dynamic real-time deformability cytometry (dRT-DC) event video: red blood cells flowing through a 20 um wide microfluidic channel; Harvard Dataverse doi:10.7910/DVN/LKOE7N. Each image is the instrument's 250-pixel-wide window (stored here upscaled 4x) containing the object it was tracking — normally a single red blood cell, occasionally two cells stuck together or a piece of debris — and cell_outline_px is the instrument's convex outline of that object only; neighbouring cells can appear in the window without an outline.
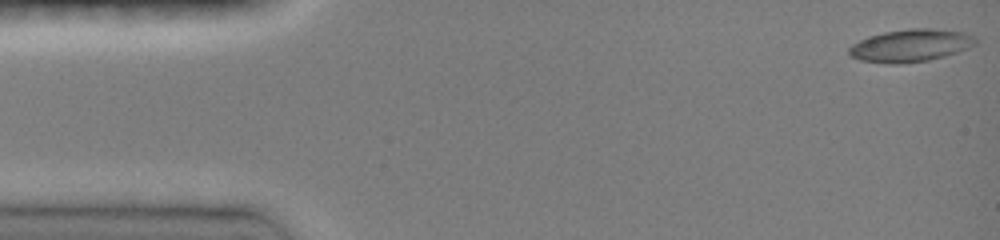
{"species": "common noctule bat (a hibernating species)", "species_latin": "Nyctalus noctula", "temperature_condition": "room temperature", "stored_images_in_passage": 24, "camera_frame_rate_fps": 3000, "um_per_image_px": 0.085, "animal": {"sex": "female", "body_mass_g": 19.0, "forearm_length_mm": 51.5}, "frame": {"image": 1, "passage_image": 1, "time_ms": 0.0, "image_size_px": [1000, 240], "cell_outline_px": [[976, 44], [968, 48], [944, 56], [928, 60], [896, 64], [888, 64], [860, 60], [852, 56], [848, 52], [848, 48], [852, 44], [868, 36], [884, 32], [908, 28], [932, 28], [964, 32], [976, 36]], "centroid_in_image_um": [77.4, 3.86], "position_along_channel_um": 7.6, "area_um2": 24.04}}
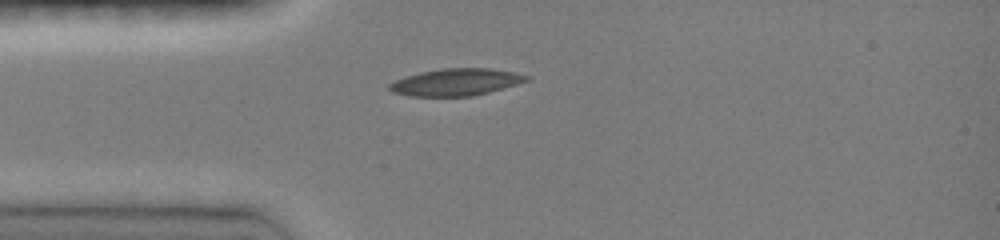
{"frame": {"image": 2, "passage_image": 19, "time_ms": 3.667, "image_size_px": [1000, 240], "cell_outline_px": [[532, 76], [528, 80], [516, 84], [488, 92], [472, 96], [408, 96], [392, 92], [388, 88], [388, 84], [404, 76], [420, 72], [444, 68], [488, 68], [512, 72]], "centroid_in_image_um": [38.72, 6.98], "position_along_channel_um": 46.3, "area_um2": 21.5}}